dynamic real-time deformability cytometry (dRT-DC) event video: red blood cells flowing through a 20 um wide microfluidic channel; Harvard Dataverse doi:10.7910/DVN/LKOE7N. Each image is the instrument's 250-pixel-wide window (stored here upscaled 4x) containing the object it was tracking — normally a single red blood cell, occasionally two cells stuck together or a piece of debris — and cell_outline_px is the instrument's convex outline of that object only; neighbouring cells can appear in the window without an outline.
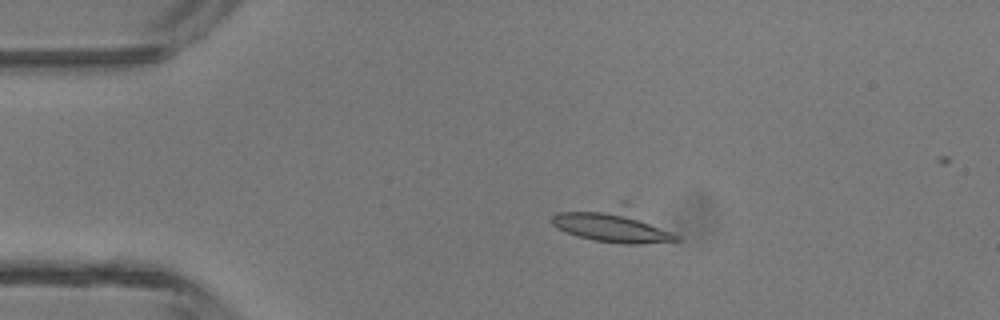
{"species": "common noctule bat (a hibernating species)", "species_latin": "Nyctalus noctula", "temperature_condition": "room temperature", "stored_images_in_passage": 3, "camera_frame_rate_fps": 3000, "um_per_image_px": 0.085, "animal": {"sex": "male", "body_mass_g": 13.3}, "frame": {"image": 1, "passage_image": 2, "time_ms": 0.333, "image_size_px": [1000, 320], "cell_outline_px": [[684, 240], [640, 244], [624, 244], [592, 240], [556, 228], [552, 224], [552, 216], [556, 212], [620, 200], [628, 200], [680, 236]], "centroid_in_image_um": [52.21, 19.04], "position_along_channel_um": 32.8, "area_um2": 26.7}}